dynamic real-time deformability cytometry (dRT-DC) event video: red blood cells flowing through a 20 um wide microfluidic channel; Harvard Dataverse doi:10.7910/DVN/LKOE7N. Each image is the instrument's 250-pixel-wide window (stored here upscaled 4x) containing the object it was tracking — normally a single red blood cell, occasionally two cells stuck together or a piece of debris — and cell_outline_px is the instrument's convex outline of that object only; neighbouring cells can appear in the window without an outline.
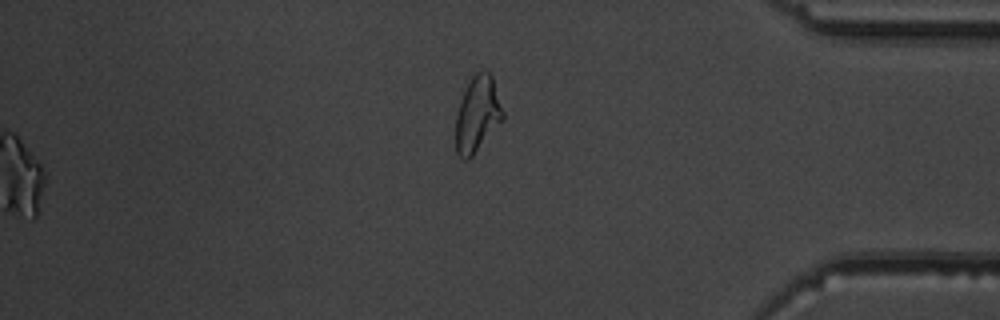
{"species": "common noctule bat (a hibernating species)", "species_latin": "Nyctalus noctula", "temperature_condition": "warm", "stored_images_in_passage": 52, "segment_of_instrument_passage": [2, 2], "camera_frame_rate_fps": 3000, "um_per_image_px": 0.085, "animal": {"sex": "male", "body_mass_g": 19.5, "forearm_length_mm": 54.6}, "frame": {"image": 1, "passage_image": 52, "time_ms": 17.0, "image_size_px": [1000, 320], "cell_outline_px": [[504, 120], [472, 156], [468, 160], [464, 160], [456, 152], [456, 116], [460, 100], [472, 76], [476, 72], [484, 68], [492, 76], [504, 112]], "centroid_in_image_um": [40.6, 9.71], "position_along_channel_um": 394.6, "area_um2": 20.87}}